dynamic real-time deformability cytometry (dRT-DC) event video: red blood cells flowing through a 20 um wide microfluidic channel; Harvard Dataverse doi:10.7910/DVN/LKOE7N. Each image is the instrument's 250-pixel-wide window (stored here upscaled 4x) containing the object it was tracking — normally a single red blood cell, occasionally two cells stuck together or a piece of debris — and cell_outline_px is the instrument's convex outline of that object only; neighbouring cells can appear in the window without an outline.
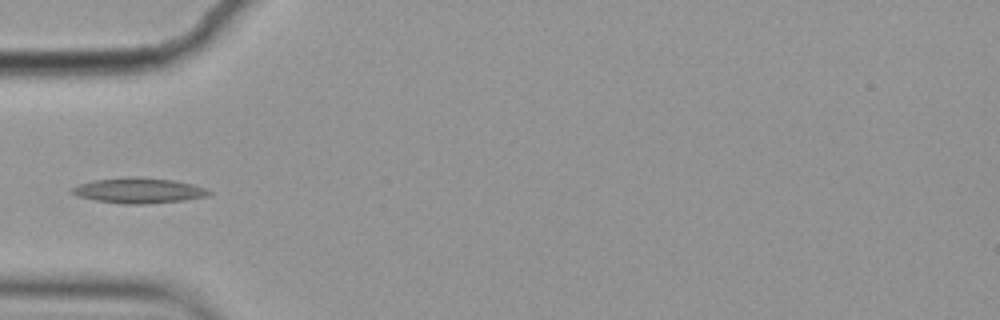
{"species": "common noctule bat (a hibernating species)", "species_latin": "Nyctalus noctula", "temperature_condition": "cold", "stored_images_in_passage": 4, "camera_frame_rate_fps": 3000, "um_per_image_px": 0.085, "animal": {"sex": "female", "body_mass_g": 19.9}, "frame": {"image": 1, "passage_image": 4, "time_ms": 1.0, "image_size_px": [1000, 320], "cell_outline_px": [[212, 192], [208, 196], [184, 200], [144, 204], [124, 204], [96, 200], [76, 196], [72, 192], [72, 188], [80, 184], [96, 180], [172, 180], [192, 184], [204, 188]], "centroid_in_image_um": [11.83, 16.26], "position_along_channel_um": 73.2, "area_um2": 18.84}}